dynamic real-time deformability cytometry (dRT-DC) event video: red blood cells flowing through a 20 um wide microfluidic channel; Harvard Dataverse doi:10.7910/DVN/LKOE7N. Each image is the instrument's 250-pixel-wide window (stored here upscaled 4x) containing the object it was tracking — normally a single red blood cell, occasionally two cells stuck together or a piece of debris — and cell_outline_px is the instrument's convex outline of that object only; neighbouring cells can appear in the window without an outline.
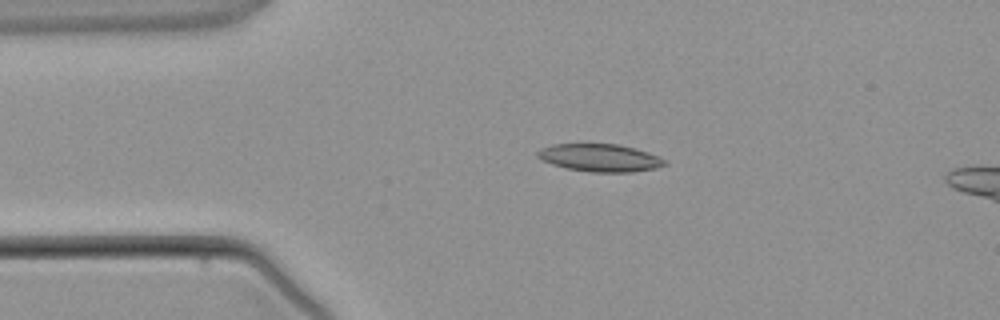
{"species": "common noctule bat (a hibernating species)", "species_latin": "Nyctalus noctula", "temperature_condition": "warm", "stored_images_in_passage": 4, "segment_of_instrument_passage": [1, 2], "camera_frame_rate_fps": 3000, "um_per_image_px": 0.085, "animal": {"sex": "male", "body_mass_g": 21.5, "forearm_length_mm": 52.0}, "frame": {"image": 1, "passage_image": 2, "time_ms": 1.333, "image_size_px": [1000, 320], "cell_outline_px": [[668, 164], [656, 168], [632, 172], [592, 172], [568, 168], [552, 164], [536, 156], [536, 152], [540, 148], [552, 144], [620, 144], [636, 148], [648, 152], [668, 160]], "centroid_in_image_um": [51.04, 13.4], "position_along_channel_um": 34.0, "area_um2": 20.58}}